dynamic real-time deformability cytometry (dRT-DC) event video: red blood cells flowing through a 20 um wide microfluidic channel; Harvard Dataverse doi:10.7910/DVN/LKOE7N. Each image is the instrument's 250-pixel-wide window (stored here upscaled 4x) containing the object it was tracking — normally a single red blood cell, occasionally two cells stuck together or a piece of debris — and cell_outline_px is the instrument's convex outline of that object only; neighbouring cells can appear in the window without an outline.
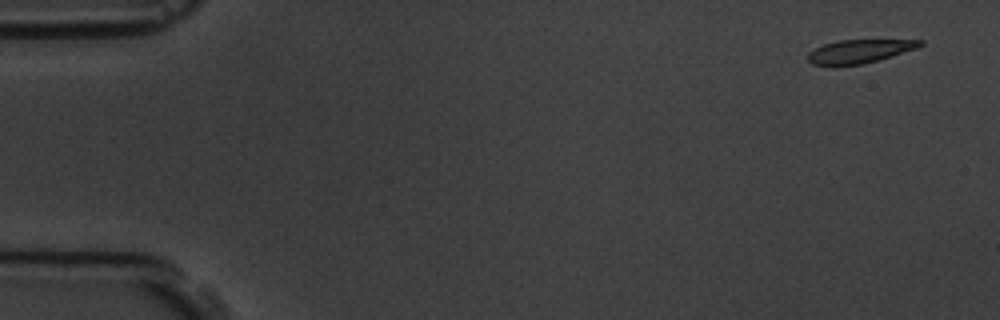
{"species": "common noctule bat (a hibernating species)", "species_latin": "Nyctalus noctula", "temperature_condition": "room temperature", "stored_images_in_passage": 7, "camera_frame_rate_fps": 3000, "um_per_image_px": 0.085, "animal": {"sex": "male", "body_mass_g": 19.5, "forearm_length_mm": 54.6}, "frame": {"image": 1, "passage_image": 1, "time_ms": 0.0, "image_size_px": [1000, 320], "cell_outline_px": [[924, 44], [916, 48], [892, 56], [860, 64], [832, 68], [812, 64], [808, 60], [808, 52], [824, 44], [840, 40], [924, 40]], "centroid_in_image_um": [72.98, 4.39], "position_along_channel_um": 12.0, "area_um2": 15.55}}
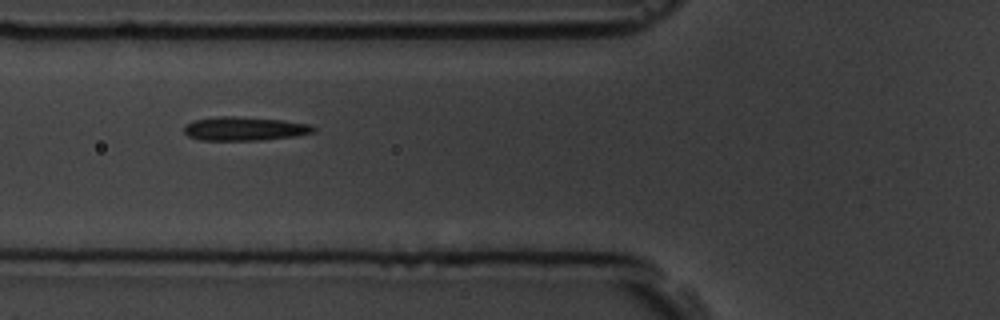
{"frame": {"image": 2, "passage_image": 6, "time_ms": 6.0, "image_size_px": [1000, 320], "cell_outline_px": [[316, 132], [296, 136], [260, 140], [200, 140], [188, 136], [184, 132], [184, 124], [192, 120], [216, 116], [236, 116], [284, 120], [308, 124], [316, 128]], "centroid_in_image_um": [20.76, 10.93], "position_along_channel_um": 105.0, "area_um2": 18.15}}
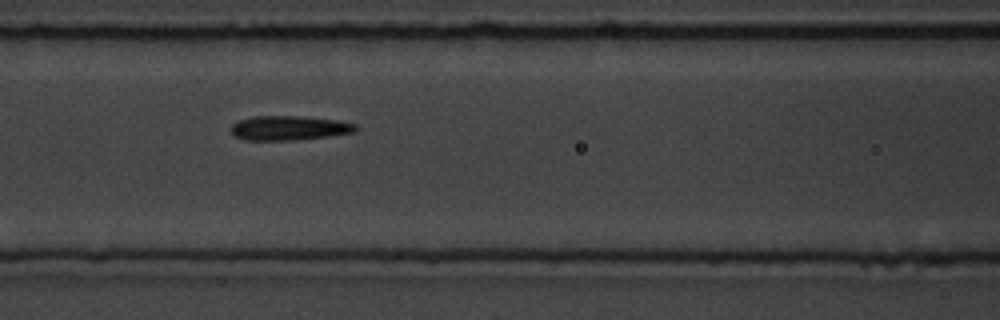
{"frame": {"image": 3, "passage_image": 7, "time_ms": 7.0, "image_size_px": [1000, 320], "cell_outline_px": [[356, 128], [352, 132], [328, 136], [296, 140], [244, 140], [232, 136], [232, 124], [240, 120], [256, 116], [300, 116], [336, 120], [356, 124]], "centroid_in_image_um": [24.52, 10.88], "position_along_channel_um": 142.1, "area_um2": 17.57}}